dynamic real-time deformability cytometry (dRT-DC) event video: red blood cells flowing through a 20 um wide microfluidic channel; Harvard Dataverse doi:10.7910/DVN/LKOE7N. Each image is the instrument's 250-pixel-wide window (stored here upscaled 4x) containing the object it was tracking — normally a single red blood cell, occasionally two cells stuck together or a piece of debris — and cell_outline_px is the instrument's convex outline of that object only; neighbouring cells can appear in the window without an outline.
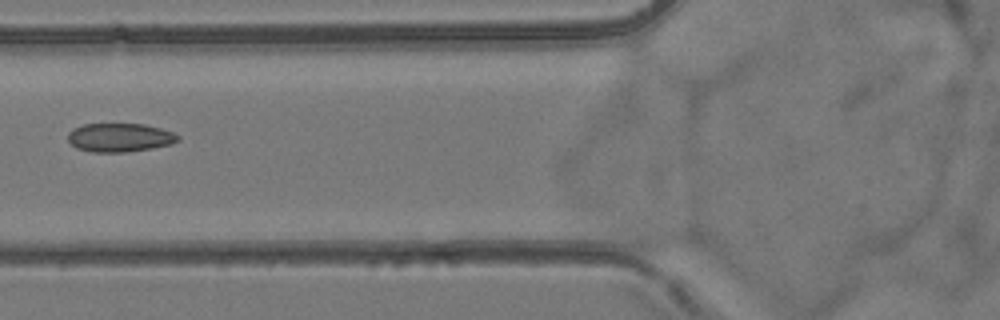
{"species": "common noctule bat (a hibernating species)", "species_latin": "Nyctalus noctula", "temperature_condition": "room temperature", "stored_images_in_passage": 5, "camera_frame_rate_fps": 3000, "um_per_image_px": 0.085, "animal": {"sex": "female", "body_mass_g": 24.6, "forearm_length_mm": 56.2}, "frame": {"image": 1, "passage_image": 5, "time_ms": 4.667, "image_size_px": [1000, 320], "cell_outline_px": [[180, 140], [172, 144], [152, 148], [128, 152], [92, 152], [76, 148], [68, 140], [68, 132], [72, 128], [84, 124], [144, 124], [160, 128], [172, 132], [180, 136]], "centroid_in_image_um": [10.18, 11.69], "position_along_channel_um": 115.6, "area_um2": 18.5}}